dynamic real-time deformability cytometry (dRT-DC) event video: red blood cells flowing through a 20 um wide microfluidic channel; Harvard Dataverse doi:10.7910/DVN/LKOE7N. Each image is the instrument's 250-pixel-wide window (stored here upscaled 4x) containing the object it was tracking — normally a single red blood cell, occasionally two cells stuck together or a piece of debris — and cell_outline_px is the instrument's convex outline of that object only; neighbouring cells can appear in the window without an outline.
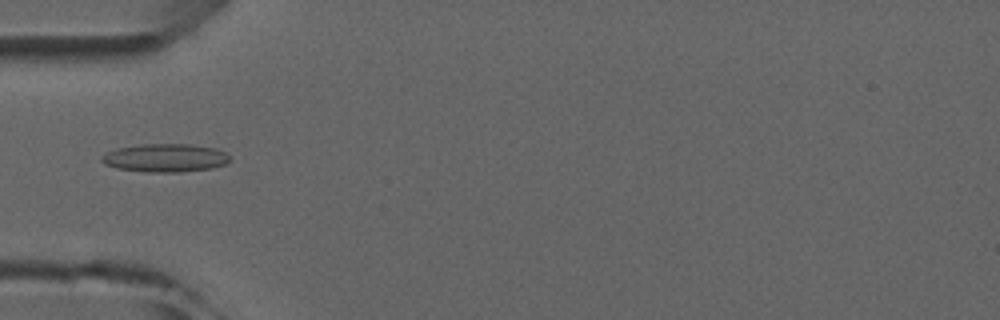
{"species": "common noctule bat (a hibernating species)", "species_latin": "Nyctalus noctula", "temperature_condition": "room temperature", "stored_images_in_passage": 5, "camera_frame_rate_fps": 3000, "um_per_image_px": 0.085, "animal": {"sex": "male", "forearm_length_mm": 52.5}, "frame": {"image": 1, "passage_image": 4, "time_ms": 4.333, "image_size_px": [1000, 320], "cell_outline_px": [[232, 156], [228, 164], [212, 168], [180, 172], [144, 172], [116, 168], [104, 164], [100, 160], [100, 156], [116, 148], [140, 144], [188, 144], [216, 148]], "centroid_in_image_um": [14.05, 13.42], "position_along_channel_um": 70.9, "area_um2": 21.39}}
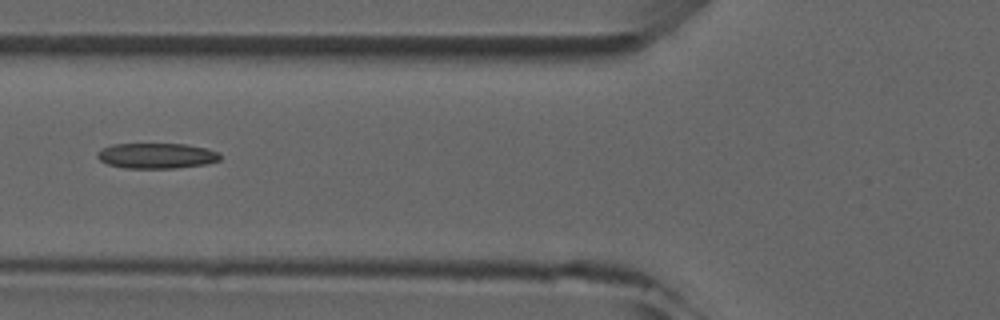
{"frame": {"image": 2, "passage_image": 5, "time_ms": 5.333, "image_size_px": [1000, 320], "cell_outline_px": [[220, 160], [208, 164], [176, 168], [124, 168], [108, 164], [100, 160], [96, 156], [96, 152], [112, 144], [188, 144], [220, 152]], "centroid_in_image_um": [13.33, 13.24], "position_along_channel_um": 112.5, "area_um2": 18.26}}